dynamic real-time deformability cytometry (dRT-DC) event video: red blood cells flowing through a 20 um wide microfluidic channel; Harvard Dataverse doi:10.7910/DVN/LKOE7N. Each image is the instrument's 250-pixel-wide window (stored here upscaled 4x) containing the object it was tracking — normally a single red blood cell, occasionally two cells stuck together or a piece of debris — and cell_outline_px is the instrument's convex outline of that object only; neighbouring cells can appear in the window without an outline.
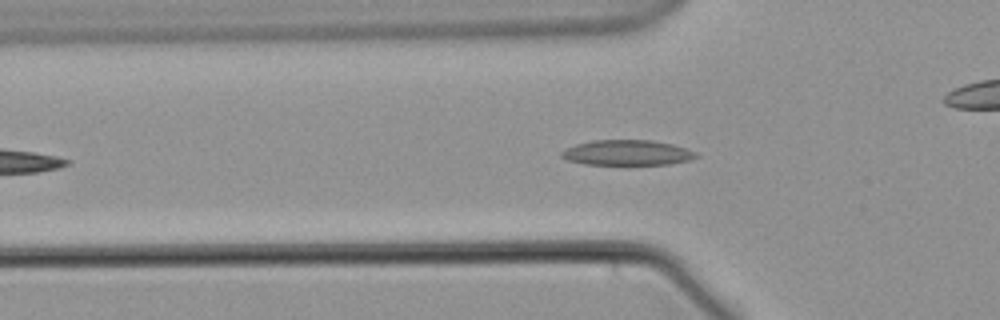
{"species": "common noctule bat (a hibernating species)", "species_latin": "Nyctalus noctula", "temperature_condition": "warm", "stored_images_in_passage": 50, "camera_frame_rate_fps": 3000, "um_per_image_px": 0.085, "animal": {"sex": "male", "body_mass_g": 21.5, "forearm_length_mm": 52.0}, "frame": {"image": 1, "passage_image": 11, "time_ms": 3.333, "image_size_px": [1000, 320], "cell_outline_px": [[700, 156], [688, 160], [668, 164], [584, 164], [568, 160], [560, 156], [560, 152], [564, 148], [576, 144], [592, 140], [652, 140], [672, 144], [696, 152]], "centroid_in_image_um": [53.27, 12.97], "position_along_channel_um": 72.5, "area_um2": 19.77}}
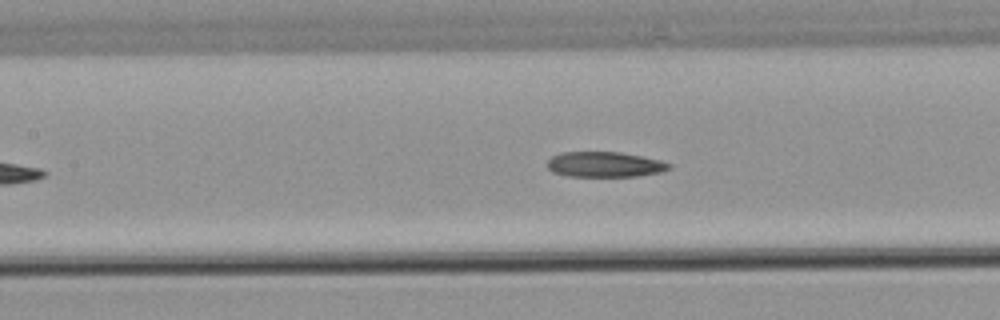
{"frame": {"image": 2, "passage_image": 18, "time_ms": 5.667, "image_size_px": [1000, 320], "cell_outline_px": [[672, 168], [660, 172], [636, 176], [568, 176], [552, 172], [548, 168], [548, 160], [552, 156], [560, 152], [620, 152], [660, 160], [672, 164]], "centroid_in_image_um": [51.4, 13.97], "position_along_channel_um": 156.0, "area_um2": 17.92}}
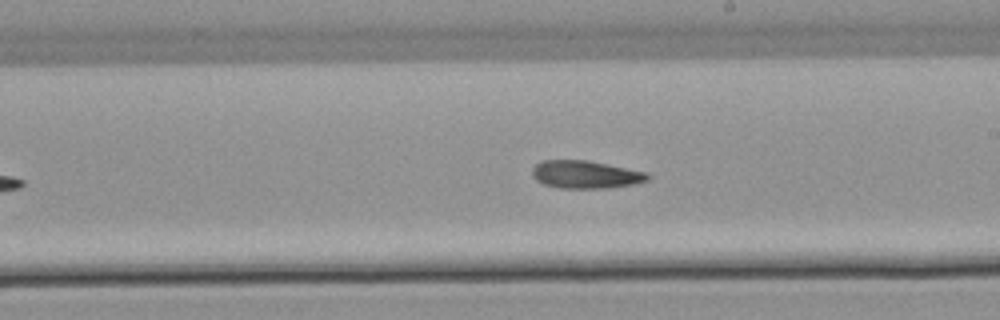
{"frame": {"image": 3, "passage_image": 25, "time_ms": 8.0, "image_size_px": [1000, 320], "cell_outline_px": [[652, 176], [648, 180], [636, 184], [608, 188], [560, 188], [544, 184], [536, 180], [532, 176], [532, 168], [540, 160], [588, 160], [648, 172]], "centroid_in_image_um": [49.8, 14.83], "position_along_channel_um": 239.2, "area_um2": 18.96}}